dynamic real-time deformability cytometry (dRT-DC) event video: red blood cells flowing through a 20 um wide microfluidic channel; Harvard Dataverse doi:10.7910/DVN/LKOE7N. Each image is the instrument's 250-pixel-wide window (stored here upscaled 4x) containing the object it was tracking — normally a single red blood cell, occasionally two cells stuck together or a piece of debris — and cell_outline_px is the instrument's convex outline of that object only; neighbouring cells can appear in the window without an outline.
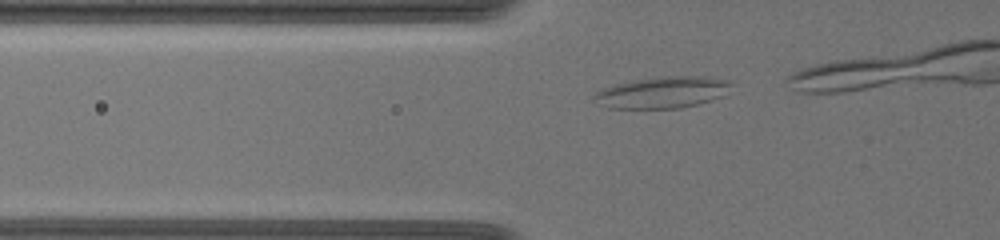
{"species": "common noctule bat (a hibernating species)", "species_latin": "Nyctalus noctula", "temperature_condition": "warm", "stored_images_in_passage": 14, "camera_frame_rate_fps": 3000, "um_per_image_px": 0.085, "animal": {"sex": "female", "body_mass_g": 19.5, "forearm_length_mm": 54.1}, "frame": {"image": 1, "passage_image": 8, "time_ms": 2.333, "image_size_px": [1000, 240], "cell_outline_px": [[732, 84], [724, 96], [696, 104], [680, 108], [608, 108], [592, 96], [600, 88], [616, 84], [636, 80], [664, 76], [700, 76], [728, 80]], "centroid_in_image_um": [56.33, 7.85], "position_along_channel_um": 69.5, "area_um2": 24.85}}